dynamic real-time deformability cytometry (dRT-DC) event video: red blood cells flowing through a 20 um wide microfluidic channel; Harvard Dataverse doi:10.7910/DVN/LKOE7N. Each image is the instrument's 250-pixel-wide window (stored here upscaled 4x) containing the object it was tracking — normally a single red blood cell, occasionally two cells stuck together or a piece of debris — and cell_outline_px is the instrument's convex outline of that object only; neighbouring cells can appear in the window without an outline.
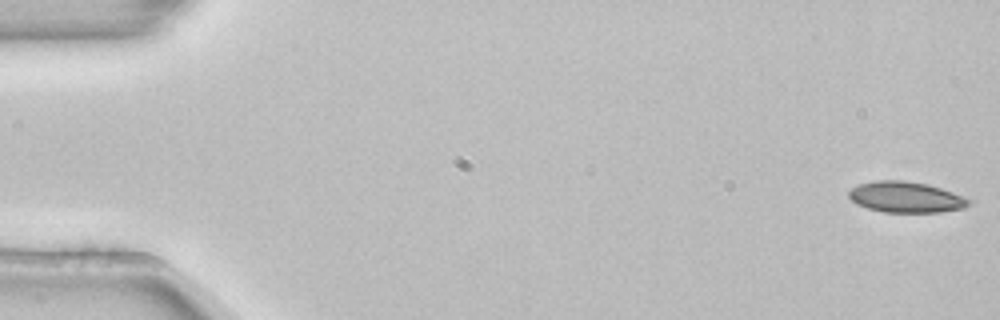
{"species": "common noctule bat (a hibernating species)", "species_latin": "Nyctalus noctula", "temperature_condition": "room temperature", "stored_images_in_passage": 54, "camera_frame_rate_fps": 3000, "um_per_image_px": 0.085, "animal": {"sex": "female", "body_mass_g": 22.7, "forearm_length_mm": 54.2}, "frame": {"image": 1, "passage_image": 1, "time_ms": 0.0, "image_size_px": [1000, 320], "cell_outline_px": [[972, 200], [964, 208], [940, 212], [884, 212], [868, 208], [856, 204], [848, 196], [848, 192], [852, 188], [860, 184], [876, 180], [904, 180], [928, 184], [952, 192]], "centroid_in_image_um": [76.99, 16.75], "position_along_channel_um": 8.0, "area_um2": 21.5}}
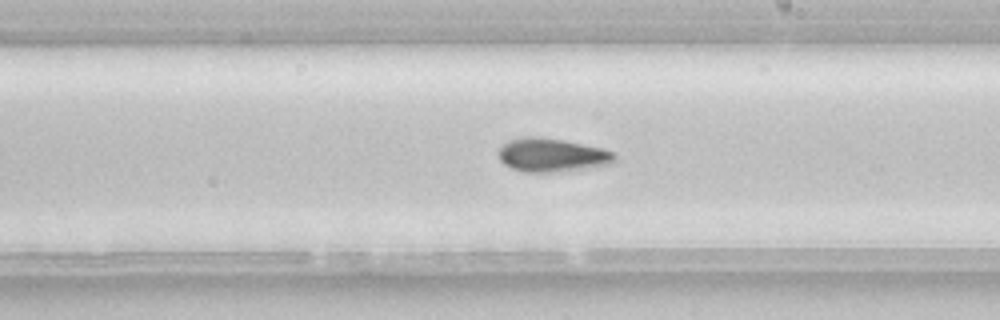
{"frame": {"image": 2, "passage_image": 31, "time_ms": 10.0, "image_size_px": [1000, 320], "cell_outline_px": [[616, 160], [612, 164], [556, 172], [524, 172], [512, 168], [504, 164], [500, 160], [496, 152], [508, 140], [524, 136], [532, 136], [564, 140], [604, 148], [612, 152], [616, 156]], "centroid_in_image_um": [46.9, 13.17], "position_along_channel_um": 242.1, "area_um2": 22.83}}
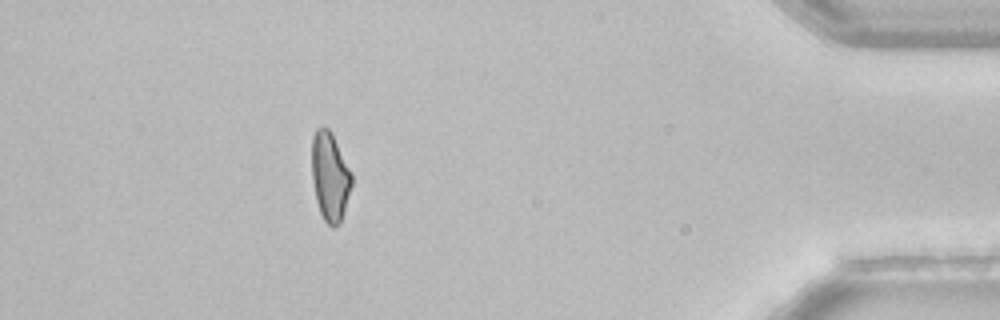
{"frame": {"image": 3, "passage_image": 48, "time_ms": 15.667, "image_size_px": [1000, 320], "cell_outline_px": [[352, 184], [340, 224], [332, 228], [324, 220], [320, 212], [316, 200], [312, 180], [312, 136], [316, 128], [328, 128], [332, 132], [352, 172]], "centroid_in_image_um": [28.05, 15.0], "position_along_channel_um": 407.2, "area_um2": 20.75}}